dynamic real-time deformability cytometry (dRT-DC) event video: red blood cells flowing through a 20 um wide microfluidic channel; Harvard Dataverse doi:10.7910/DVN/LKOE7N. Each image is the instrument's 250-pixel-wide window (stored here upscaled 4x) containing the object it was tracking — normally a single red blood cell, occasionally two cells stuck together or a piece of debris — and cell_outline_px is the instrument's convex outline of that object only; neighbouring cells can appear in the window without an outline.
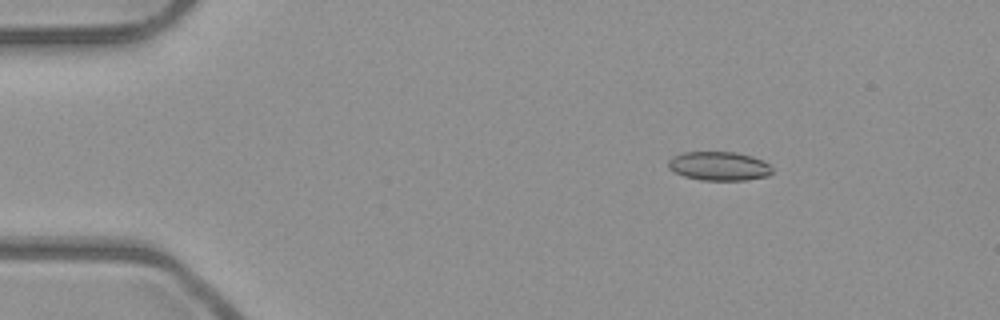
{"species": "common noctule bat (a hibernating species)", "species_latin": "Nyctalus noctula", "temperature_condition": "room temperature", "stored_images_in_passage": 3, "camera_frame_rate_fps": 3000, "um_per_image_px": 0.085, "animal": {"sex": "male", "body_mass_g": 23.1, "forearm_length_mm": 52.7}, "frame": {"image": 1, "passage_image": 1, "time_ms": 0.0, "image_size_px": [1000, 320], "cell_outline_px": [[772, 172], [768, 176], [744, 180], [700, 180], [684, 176], [668, 168], [668, 160], [672, 156], [684, 152], [736, 152], [752, 156], [764, 160], [772, 168]], "centroid_in_image_um": [61.12, 14.11], "position_along_channel_um": 23.9, "area_um2": 17.57}}